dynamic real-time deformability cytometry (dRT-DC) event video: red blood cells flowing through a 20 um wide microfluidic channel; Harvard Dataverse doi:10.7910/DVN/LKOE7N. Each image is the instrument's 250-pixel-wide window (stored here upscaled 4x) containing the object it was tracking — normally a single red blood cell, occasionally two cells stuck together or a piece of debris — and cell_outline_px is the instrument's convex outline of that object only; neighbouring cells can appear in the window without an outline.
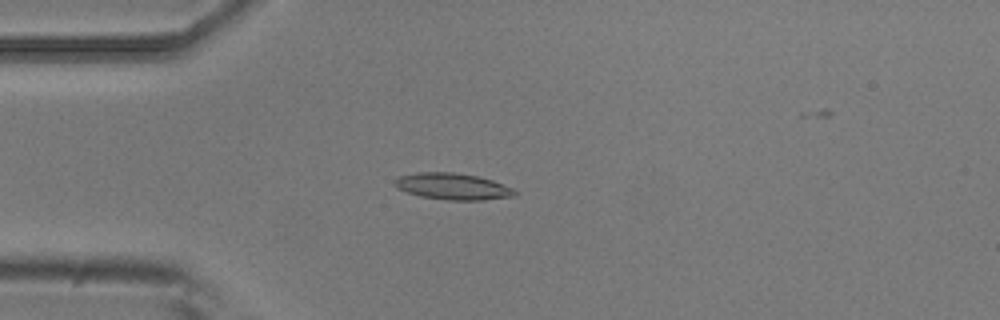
{"species": "common noctule bat (a hibernating species)", "species_latin": "Nyctalus noctula", "temperature_condition": "room temperature", "stored_images_in_passage": 4, "camera_frame_rate_fps": 3000, "um_per_image_px": 0.085, "animal": {"sex": "male", "body_mass_g": 20.5, "forearm_length_mm": 52.5}, "frame": {"image": 1, "passage_image": 3, "time_ms": 0.667, "image_size_px": [1000, 320], "cell_outline_px": [[516, 196], [484, 200], [448, 200], [420, 196], [396, 188], [392, 184], [392, 180], [400, 176], [420, 172], [452, 172], [480, 176], [492, 180], [512, 188], [516, 192]], "centroid_in_image_um": [38.46, 15.84], "position_along_channel_um": 46.5, "area_um2": 18.61}}